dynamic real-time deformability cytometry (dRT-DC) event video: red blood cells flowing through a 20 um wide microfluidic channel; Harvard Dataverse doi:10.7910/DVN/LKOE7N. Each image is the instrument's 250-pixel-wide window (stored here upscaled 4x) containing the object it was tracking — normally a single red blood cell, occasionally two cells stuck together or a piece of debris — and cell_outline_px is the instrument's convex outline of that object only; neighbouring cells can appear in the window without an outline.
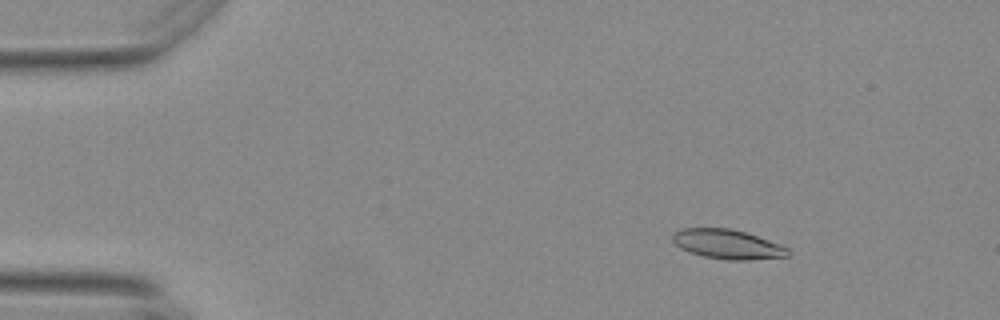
{"species": "Egyptian fruit bat (a non-hibernating species)", "species_latin": "Rousettus aegyptiacus", "temperature_condition": "warm", "stored_images_in_passage": 56, "camera_frame_rate_fps": 3000, "um_per_image_px": 0.085, "animal": {"sex": "female"}, "frame": {"image": 1, "passage_image": 8, "time_ms": 2.333, "image_size_px": [1000, 320], "cell_outline_px": [[792, 252], [788, 256], [752, 260], [728, 260], [704, 256], [680, 248], [672, 240], [672, 236], [676, 232], [684, 228], [732, 228], [780, 244], [788, 248]], "centroid_in_image_um": [61.88, 20.76], "position_along_channel_um": 23.1, "area_um2": 19.65}}
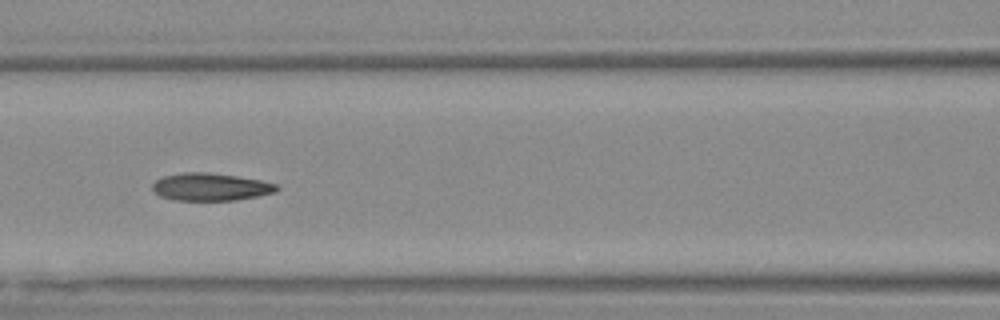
{"frame": {"image": 2, "passage_image": 25, "time_ms": 8.0, "image_size_px": [1000, 320], "cell_outline_px": [[280, 188], [276, 192], [236, 200], [172, 200], [160, 196], [152, 192], [152, 184], [156, 180], [164, 176], [184, 172], [208, 172], [236, 176], [260, 180], [276, 184]], "centroid_in_image_um": [17.87, 15.89], "position_along_channel_um": 148.7, "area_um2": 20.0}}
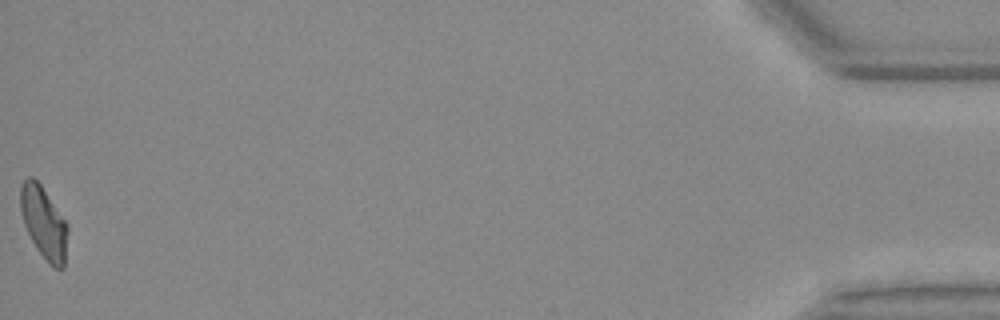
{"frame": {"image": 3, "passage_image": 56, "time_ms": 18.333, "image_size_px": [1000, 320], "cell_outline_px": [[68, 232], [64, 268], [52, 268], [48, 264], [36, 248], [24, 224], [20, 208], [20, 184], [28, 176], [32, 176], [40, 184], [68, 224]], "centroid_in_image_um": [3.72, 18.94], "position_along_channel_um": 431.5, "area_um2": 19.88}, "authors_computed_cell_mechanics": {"area_um2": 19.941, "velocity_mm_per_s": 3.697, "shape_relaxation_time_tau1_ms": null, "shape_relaxation_time_tau2_ms": 2.9314, "deformation_change_tau1": null, "deformation_change_tau2": 0.105}}